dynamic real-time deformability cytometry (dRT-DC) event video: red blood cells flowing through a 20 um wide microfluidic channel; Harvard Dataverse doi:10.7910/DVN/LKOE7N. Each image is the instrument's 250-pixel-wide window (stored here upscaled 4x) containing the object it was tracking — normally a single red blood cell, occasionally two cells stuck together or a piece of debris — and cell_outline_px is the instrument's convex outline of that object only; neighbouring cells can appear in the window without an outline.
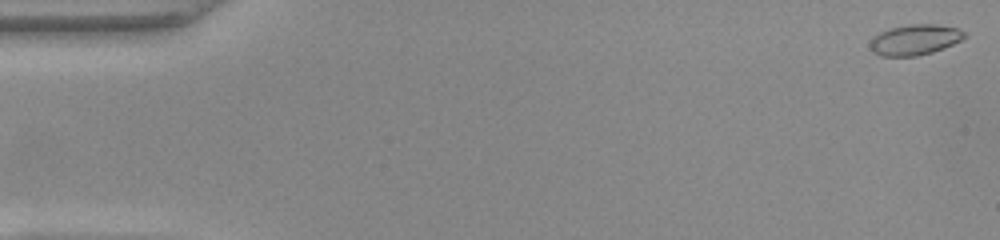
{"species": "common noctule bat (a hibernating species)", "species_latin": "Nyctalus noctula", "temperature_condition": "warm", "stored_images_in_passage": 19, "camera_frame_rate_fps": 3000, "um_per_image_px": 0.085, "animal": {"sex": "female", "body_mass_g": 22.0, "forearm_length_mm": 56.7}, "frame": {"image": 1, "passage_image": 1, "time_ms": 0.0, "image_size_px": [1000, 240], "cell_outline_px": [[964, 36], [960, 40], [944, 48], [932, 52], [916, 56], [880, 56], [872, 52], [868, 44], [880, 32], [888, 28], [908, 24], [936, 24], [956, 28], [964, 32]], "centroid_in_image_um": [77.71, 3.38], "position_along_channel_um": 7.3, "area_um2": 16.7}}
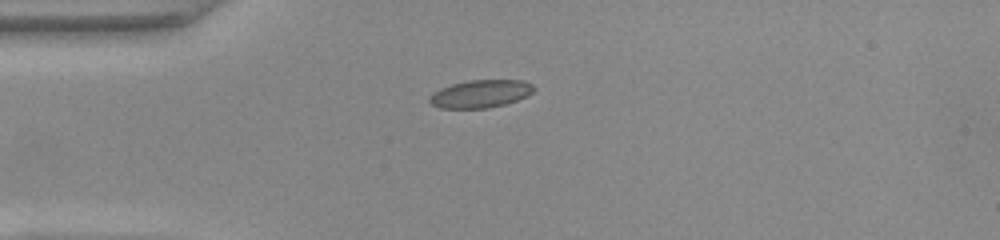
{"frame": {"image": 2, "passage_image": 13, "time_ms": 4.0, "image_size_px": [1000, 240], "cell_outline_px": [[536, 88], [528, 96], [504, 104], [488, 108], [440, 108], [432, 104], [428, 100], [432, 92], [440, 88], [452, 84], [472, 80], [524, 80], [532, 84]], "centroid_in_image_um": [40.85, 7.97], "position_along_channel_um": 44.1, "area_um2": 16.88}}
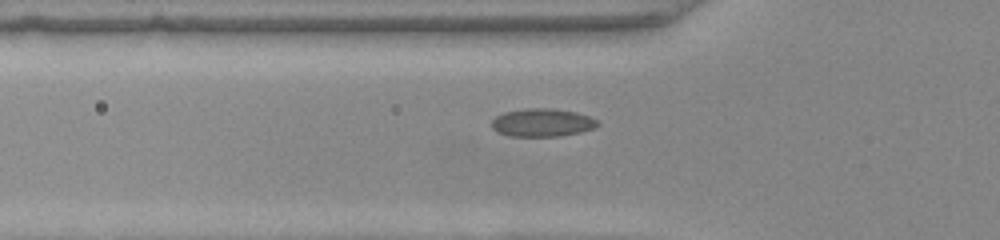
{"frame": {"image": 3, "passage_image": 17, "time_ms": 5.333, "image_size_px": [1000, 240], "cell_outline_px": [[600, 124], [592, 128], [580, 132], [560, 136], [508, 136], [496, 132], [492, 128], [492, 120], [496, 116], [504, 112], [524, 108], [552, 108], [576, 112], [588, 116], [596, 120]], "centroid_in_image_um": [46.05, 10.42], "position_along_channel_um": 79.8, "area_um2": 17.34}}